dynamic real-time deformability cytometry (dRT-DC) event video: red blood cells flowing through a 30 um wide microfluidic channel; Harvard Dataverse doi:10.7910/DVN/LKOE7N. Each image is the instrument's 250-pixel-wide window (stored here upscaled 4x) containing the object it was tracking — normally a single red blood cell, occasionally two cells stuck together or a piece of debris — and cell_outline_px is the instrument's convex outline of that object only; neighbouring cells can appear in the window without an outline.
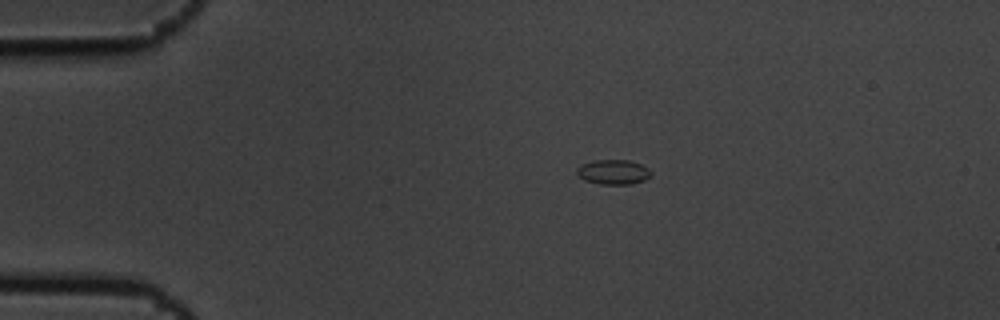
{"species": "common noctule bat (a hibernating species)", "species_latin": "Nyctalus noctula", "temperature_condition": "cold", "stored_images_in_passage": 9, "camera_frame_rate_fps": 3000, "um_per_image_px": 0.085, "animal": {"sex": "male", "body_mass_g": 19.5, "forearm_length_mm": 54.6}, "frame": {"image": 1, "passage_image": 1, "time_ms": 0.0, "image_size_px": [1000, 320], "cell_outline_px": [[652, 172], [644, 180], [632, 184], [600, 184], [584, 180], [576, 176], [576, 168], [580, 164], [596, 160], [628, 160], [640, 164], [648, 168]], "centroid_in_image_um": [52.07, 14.62], "position_along_channel_um": 32.9, "area_um2": 10.75}}
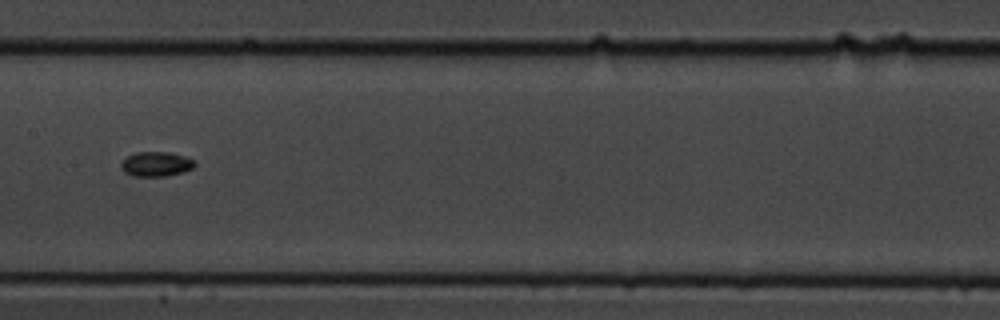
{"frame": {"image": 2, "passage_image": 6, "time_ms": 1.667, "image_size_px": [1000, 320], "cell_outline_px": [[196, 164], [192, 168], [184, 172], [164, 176], [136, 176], [124, 172], [120, 168], [120, 164], [128, 156], [136, 152], [168, 152], [184, 156], [192, 160]], "centroid_in_image_um": [13.25, 13.95], "position_along_channel_um": 194.1, "area_um2": 10.46}}
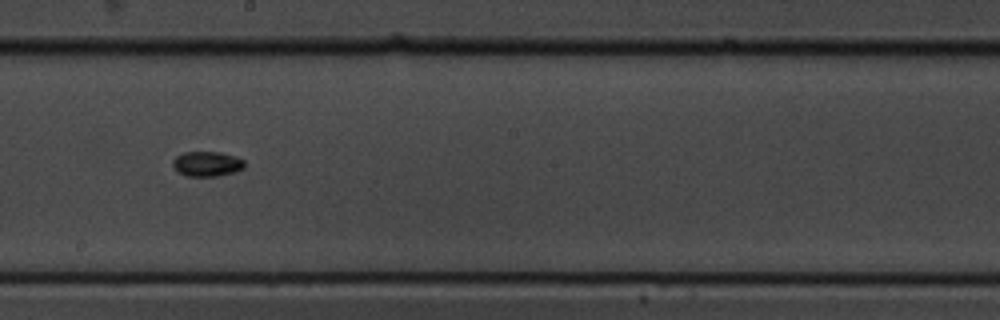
{"frame": {"image": 3, "passage_image": 7, "time_ms": 2.0, "image_size_px": [1000, 320], "cell_outline_px": [[244, 168], [236, 172], [216, 176], [184, 176], [176, 172], [172, 164], [172, 160], [176, 156], [184, 152], [220, 152], [244, 160]], "centroid_in_image_um": [17.55, 13.94], "position_along_channel_um": 230.7, "area_um2": 10.52}}